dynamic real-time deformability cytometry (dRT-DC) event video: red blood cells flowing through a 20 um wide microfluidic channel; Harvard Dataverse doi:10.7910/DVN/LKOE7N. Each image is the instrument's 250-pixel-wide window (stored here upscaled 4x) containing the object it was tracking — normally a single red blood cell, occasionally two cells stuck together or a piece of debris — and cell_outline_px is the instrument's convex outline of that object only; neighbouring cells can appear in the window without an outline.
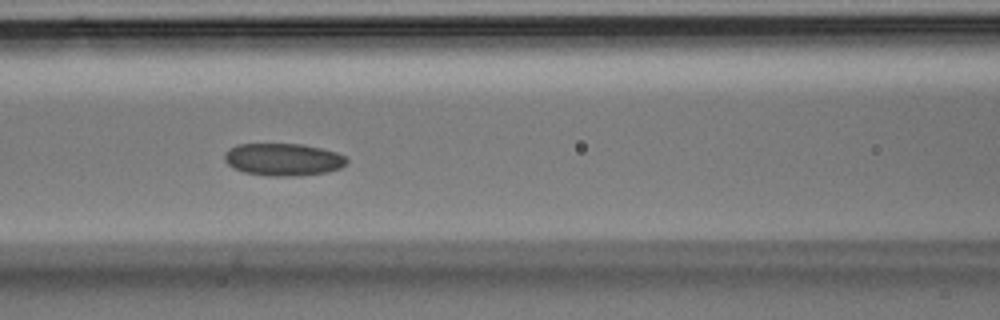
{"species": "Egyptian fruit bat (a non-hibernating species)", "species_latin": "Rousettus aegyptiacus", "temperature_condition": "room temperature", "stored_images_in_passage": 48, "segment_of_instrument_passage": [1, 2], "camera_frame_rate_fps": 3000, "um_per_image_px": 0.085, "animal": {"sex": "male"}, "frame": {"image": 1, "passage_image": 20, "time_ms": 6.333, "image_size_px": [1000, 320], "cell_outline_px": [[348, 160], [340, 168], [324, 172], [296, 176], [268, 176], [244, 172], [228, 164], [224, 160], [224, 152], [228, 148], [236, 144], [300, 144], [320, 148], [336, 152], [344, 156]], "centroid_in_image_um": [24.02, 13.55], "position_along_channel_um": 142.6, "area_um2": 22.95}}
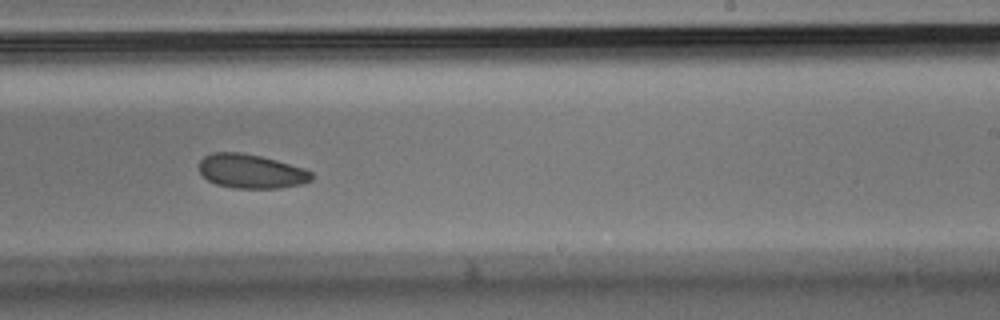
{"frame": {"image": 2, "passage_image": 29, "time_ms": 9.333, "image_size_px": [1000, 320], "cell_outline_px": [[312, 180], [300, 184], [280, 188], [236, 188], [216, 184], [208, 180], [200, 172], [200, 160], [204, 156], [212, 152], [240, 152], [260, 156], [276, 160], [304, 168], [312, 172]], "centroid_in_image_um": [21.34, 14.55], "position_along_channel_um": 267.7, "area_um2": 22.25}}
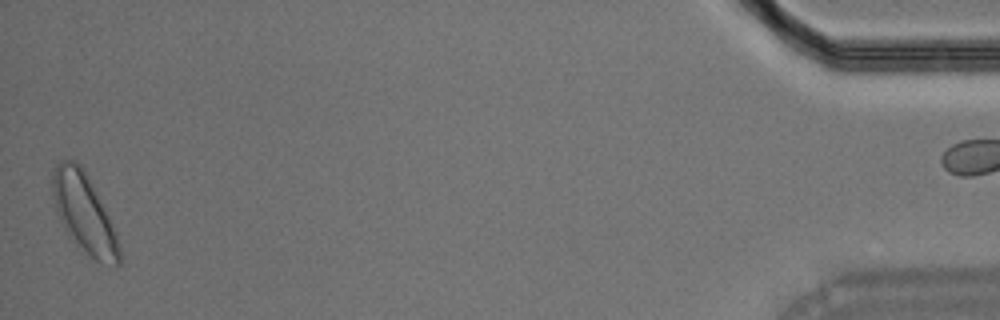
{"frame": {"image": 3, "passage_image": 47, "time_ms": 15.333, "image_size_px": [1000, 320], "cell_outline_px": [[120, 264], [116, 264], [96, 260], [80, 252], [76, 248], [68, 236], [56, 212], [52, 196], [52, 172], [56, 164], [60, 160], [76, 160], [80, 164], [88, 176], [116, 232], [120, 248]], "centroid_in_image_um": [7.1, 18.12], "position_along_channel_um": 428.1, "area_um2": 30.87}}